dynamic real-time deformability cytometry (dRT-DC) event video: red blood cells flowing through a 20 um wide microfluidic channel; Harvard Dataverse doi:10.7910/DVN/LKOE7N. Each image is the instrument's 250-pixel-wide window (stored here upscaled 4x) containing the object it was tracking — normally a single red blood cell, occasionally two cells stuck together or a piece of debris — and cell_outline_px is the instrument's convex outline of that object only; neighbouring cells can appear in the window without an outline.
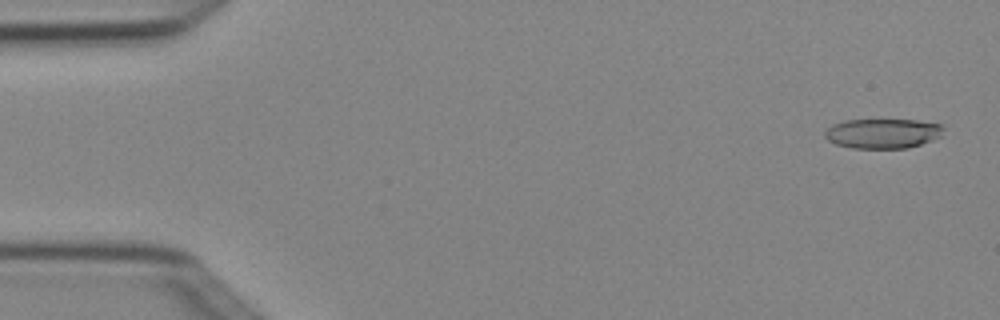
{"species": "Egyptian fruit bat (a non-hibernating species)", "species_latin": "Rousettus aegyptiacus", "temperature_condition": "cold", "stored_images_in_passage": 3, "camera_frame_rate_fps": 3000, "um_per_image_px": 0.085, "animal": {"sex": "female"}, "frame": {"image": 1, "passage_image": 1, "time_ms": 0.0, "image_size_px": [1000, 320], "cell_outline_px": [[944, 136], [908, 148], [852, 148], [836, 144], [828, 140], [824, 136], [824, 132], [832, 124], [844, 120], [916, 120], [940, 124], [944, 128]], "centroid_in_image_um": [75.05, 11.34], "position_along_channel_um": 10.0, "area_um2": 20.69}}